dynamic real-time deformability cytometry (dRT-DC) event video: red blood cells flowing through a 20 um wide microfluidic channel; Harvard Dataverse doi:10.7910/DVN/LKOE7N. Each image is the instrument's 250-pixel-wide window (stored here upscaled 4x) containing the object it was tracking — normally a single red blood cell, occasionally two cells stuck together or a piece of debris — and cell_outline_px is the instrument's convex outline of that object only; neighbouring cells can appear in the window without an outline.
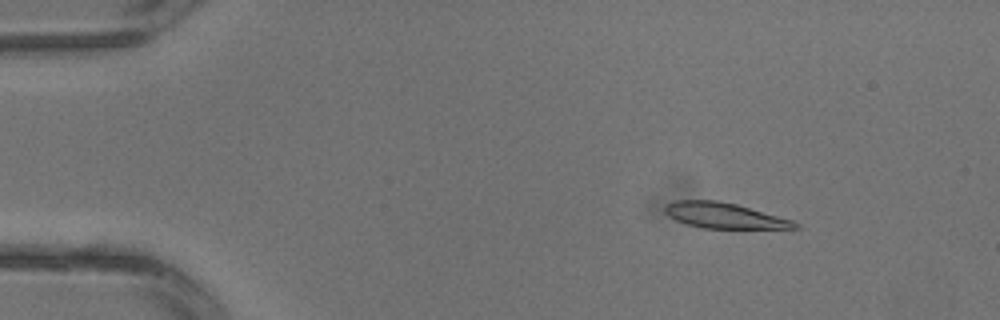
{"species": "common noctule bat (a hibernating species)", "species_latin": "Nyctalus noctula", "temperature_condition": "warm", "stored_images_in_passage": 4, "camera_frame_rate_fps": 3000, "um_per_image_px": 0.085, "animal": {"sex": "male", "body_mass_g": 13.3}, "frame": {"image": 1, "passage_image": 2, "time_ms": 0.333, "image_size_px": [1000, 320], "cell_outline_px": [[800, 228], [700, 228], [676, 220], [668, 216], [664, 212], [664, 208], [668, 204], [676, 200], [716, 200], [736, 204], [792, 220], [800, 224]], "centroid_in_image_um": [61.54, 18.32], "position_along_channel_um": 23.5, "area_um2": 19.13}}